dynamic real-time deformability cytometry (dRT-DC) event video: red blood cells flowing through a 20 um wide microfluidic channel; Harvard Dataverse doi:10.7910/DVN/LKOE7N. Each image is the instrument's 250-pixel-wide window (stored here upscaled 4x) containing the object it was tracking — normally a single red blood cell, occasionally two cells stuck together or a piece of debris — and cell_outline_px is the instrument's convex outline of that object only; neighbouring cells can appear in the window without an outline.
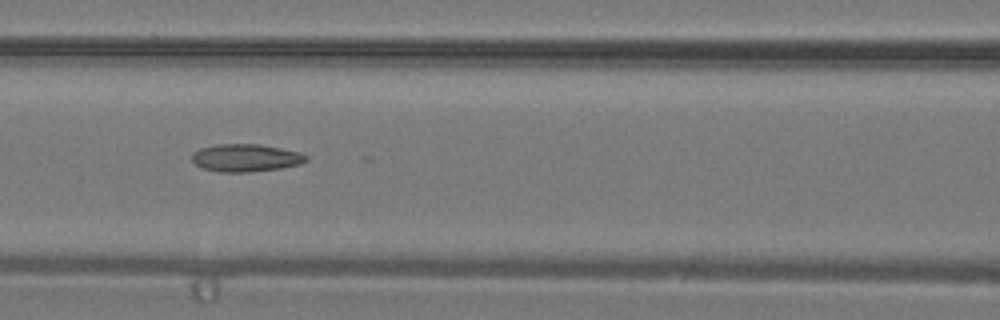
{"species": "common noctule bat (a hibernating species)", "species_latin": "Nyctalus noctula", "temperature_condition": "warm", "stored_images_in_passage": 17, "camera_frame_rate_fps": 3000, "um_per_image_px": 0.085, "animal": {"sex": "male", "body_mass_g": 19.2, "forearm_length_mm": 51.8}, "frame": {"image": 1, "passage_image": 10, "time_ms": 3.0, "image_size_px": [1000, 320], "cell_outline_px": [[308, 160], [300, 164], [280, 168], [252, 172], [220, 172], [204, 168], [196, 164], [192, 160], [192, 152], [200, 148], [216, 144], [260, 144], [300, 152], [308, 156]], "centroid_in_image_um": [20.9, 13.41], "position_along_channel_um": 145.7, "area_um2": 18.44}}
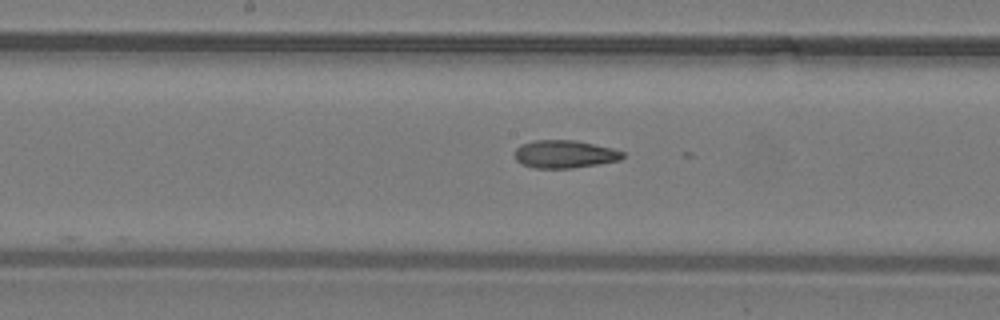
{"frame": {"image": 2, "passage_image": 13, "time_ms": 4.0, "image_size_px": [1000, 320], "cell_outline_px": [[624, 156], [620, 160], [572, 168], [536, 168], [520, 164], [516, 160], [516, 148], [520, 144], [536, 140], [576, 140], [612, 148], [624, 152]], "centroid_in_image_um": [47.98, 13.1], "position_along_channel_um": 200.2, "area_um2": 17.46}}
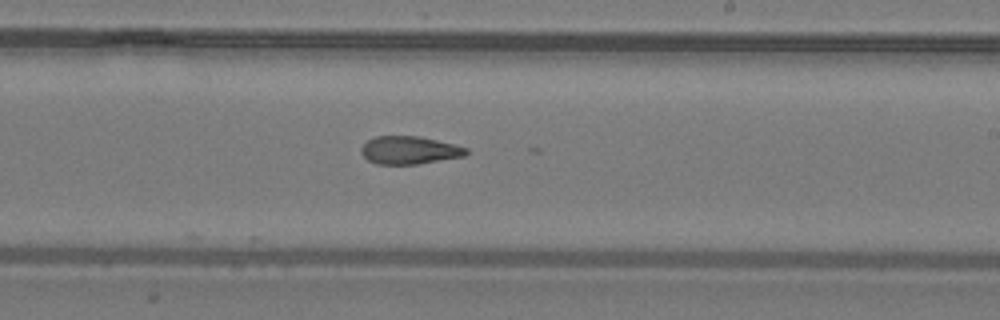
{"frame": {"image": 3, "passage_image": 16, "time_ms": 5.0, "image_size_px": [1000, 320], "cell_outline_px": [[468, 152], [464, 156], [416, 164], [376, 164], [368, 160], [360, 152], [360, 148], [368, 140], [376, 136], [420, 136], [468, 148]], "centroid_in_image_um": [34.77, 12.76], "position_along_channel_um": 254.2, "area_um2": 16.94}}